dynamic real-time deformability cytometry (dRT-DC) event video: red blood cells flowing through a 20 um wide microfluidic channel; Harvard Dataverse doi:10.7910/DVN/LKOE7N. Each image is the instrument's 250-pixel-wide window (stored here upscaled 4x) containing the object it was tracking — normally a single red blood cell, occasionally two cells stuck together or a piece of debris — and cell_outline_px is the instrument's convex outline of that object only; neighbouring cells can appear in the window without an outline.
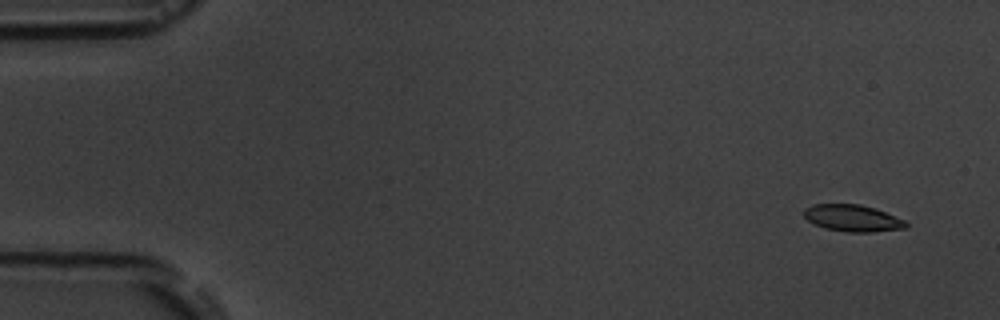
{"species": "common noctule bat (a hibernating species)", "species_latin": "Nyctalus noctula", "temperature_condition": "room temperature", "stored_images_in_passage": 5, "camera_frame_rate_fps": 3000, "um_per_image_px": 0.085, "animal": {"sex": "male", "body_mass_g": 19.5, "forearm_length_mm": 54.6}, "frame": {"image": 1, "passage_image": 1, "time_ms": 0.0, "image_size_px": [1000, 320], "cell_outline_px": [[908, 228], [872, 232], [844, 232], [824, 228], [808, 220], [804, 216], [804, 208], [812, 204], [860, 204], [876, 208], [904, 220], [908, 224]], "centroid_in_image_um": [72.48, 18.54], "position_along_channel_um": 12.5, "area_um2": 16.01}}
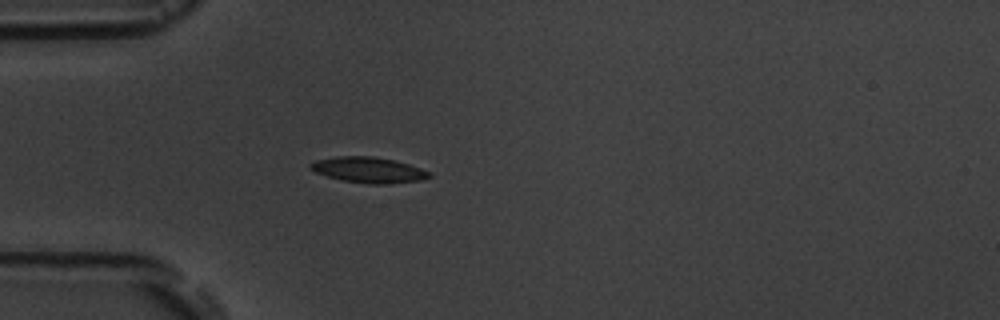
{"frame": {"image": 2, "passage_image": 5, "time_ms": 4.333, "image_size_px": [1000, 320], "cell_outline_px": [[432, 176], [420, 180], [384, 184], [368, 184], [344, 180], [328, 176], [316, 172], [308, 168], [308, 164], [316, 160], [336, 156], [372, 156], [396, 160], [432, 172]], "centroid_in_image_um": [31.33, 14.43], "position_along_channel_um": 53.7, "area_um2": 17.74}}